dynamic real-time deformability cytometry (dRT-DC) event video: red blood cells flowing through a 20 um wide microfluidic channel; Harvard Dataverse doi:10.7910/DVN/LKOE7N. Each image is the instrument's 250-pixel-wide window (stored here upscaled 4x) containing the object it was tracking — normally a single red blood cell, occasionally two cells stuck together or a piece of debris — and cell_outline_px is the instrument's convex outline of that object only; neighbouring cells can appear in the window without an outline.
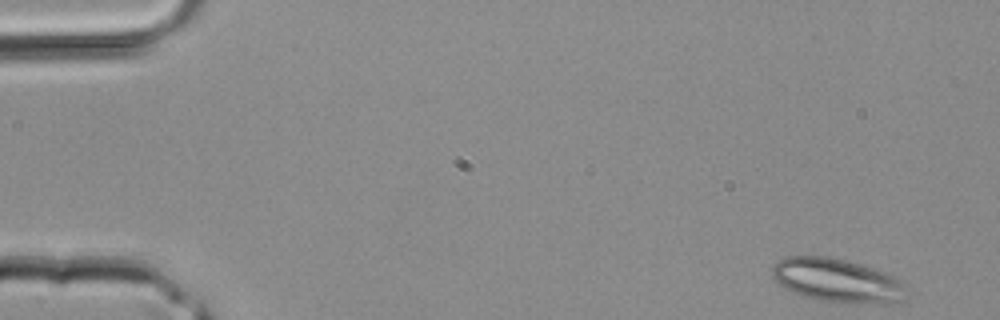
{"species": "common noctule bat (a hibernating species)", "species_latin": "Nyctalus noctula", "temperature_condition": "room temperature", "stored_images_in_passage": 8, "camera_frame_rate_fps": 3000, "um_per_image_px": 0.085, "animal": {"sex": "male", "body_mass_g": 20.4}, "frame": {"image": 1, "passage_image": 1, "time_ms": 0.0, "image_size_px": [1000, 320], "cell_outline_px": [[908, 300], [888, 304], [884, 304], [824, 300], [808, 296], [796, 292], [780, 284], [772, 276], [772, 268], [776, 260], [784, 256], [828, 256], [844, 260], [884, 272], [896, 276], [904, 280]], "centroid_in_image_um": [71.24, 23.82], "position_along_channel_um": 13.8, "area_um2": 33.93}}